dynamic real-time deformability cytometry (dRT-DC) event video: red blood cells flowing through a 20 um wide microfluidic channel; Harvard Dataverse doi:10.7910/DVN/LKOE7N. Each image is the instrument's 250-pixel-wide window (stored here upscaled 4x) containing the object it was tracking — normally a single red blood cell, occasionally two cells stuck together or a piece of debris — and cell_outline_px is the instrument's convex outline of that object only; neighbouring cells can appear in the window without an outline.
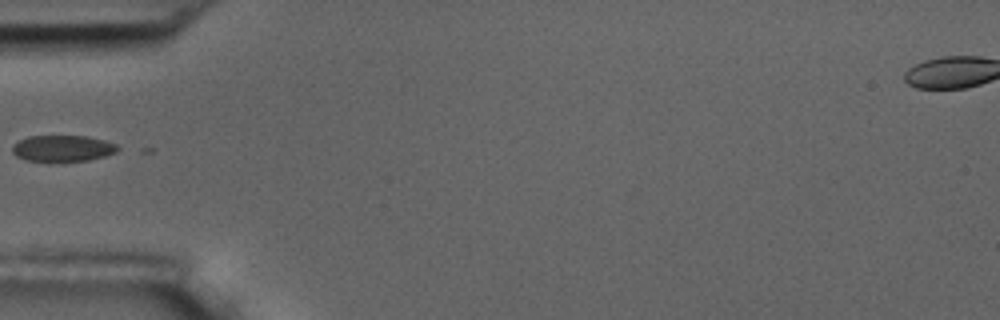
{"species": "common noctule bat (a hibernating species)", "species_latin": "Nyctalus noctula", "temperature_condition": "room temperature", "stored_images_in_passage": 5, "segment_of_instrument_passage": [2, 2], "camera_frame_rate_fps": 3000, "um_per_image_px": 0.085, "animal": {"sex": "male", "body_mass_g": 17.5, "forearm_length_mm": 52.3}, "frame": {"image": 1, "passage_image": 5, "time_ms": 5.333, "image_size_px": [1000, 320], "cell_outline_px": [[124, 148], [116, 152], [104, 156], [88, 160], [24, 160], [16, 156], [12, 152], [12, 144], [28, 136], [88, 136], [104, 140], [116, 144]], "centroid_in_image_um": [5.35, 12.59], "position_along_channel_um": 79.6, "area_um2": 16.01}}